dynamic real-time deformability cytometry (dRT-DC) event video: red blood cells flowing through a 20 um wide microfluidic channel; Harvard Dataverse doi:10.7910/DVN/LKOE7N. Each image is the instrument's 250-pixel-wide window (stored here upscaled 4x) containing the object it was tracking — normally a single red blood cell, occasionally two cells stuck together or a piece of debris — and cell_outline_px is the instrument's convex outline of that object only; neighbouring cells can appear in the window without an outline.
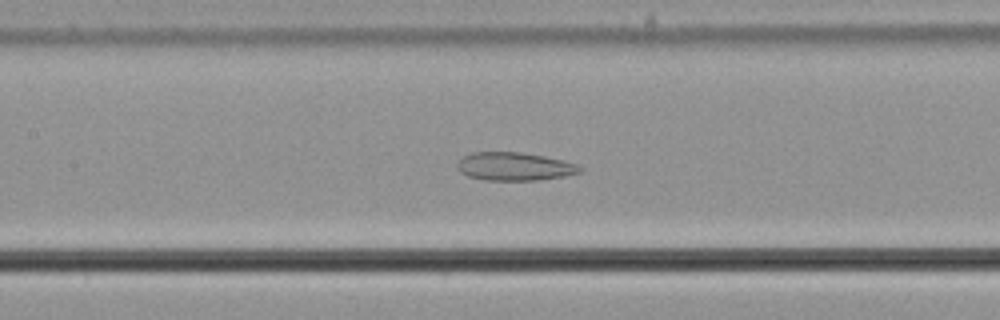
{"species": "common noctule bat (a hibernating species)", "species_latin": "Nyctalus noctula", "temperature_condition": "cold", "stored_images_in_passage": 57, "camera_frame_rate_fps": 3000, "um_per_image_px": 0.085, "animal": {"sex": "male", "body_mass_g": 21.5, "forearm_length_mm": 52.0}, "frame": {"image": 1, "passage_image": 27, "time_ms": 8.667, "image_size_px": [1000, 320], "cell_outline_px": [[584, 168], [580, 172], [564, 176], [536, 180], [484, 180], [468, 176], [460, 172], [456, 168], [456, 164], [464, 156], [472, 152], [520, 152], [544, 156], [564, 160], [576, 164]], "centroid_in_image_um": [43.72, 14.15], "position_along_channel_um": 163.7, "area_um2": 20.17}}
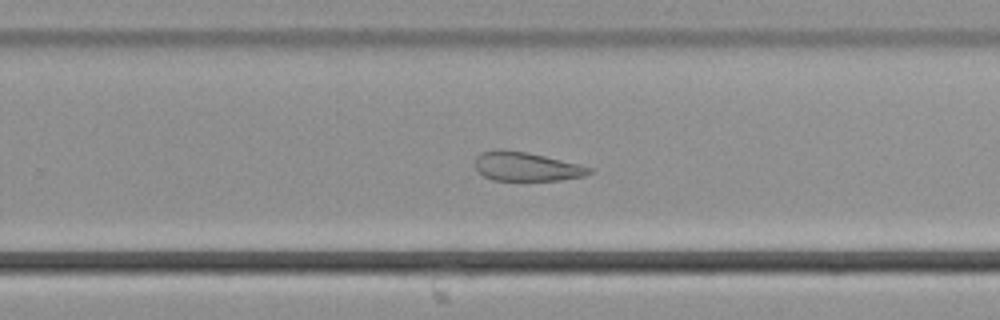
{"frame": {"image": 2, "passage_image": 37, "time_ms": 12.0, "image_size_px": [1000, 320], "cell_outline_px": [[592, 172], [584, 176], [560, 180], [492, 180], [484, 176], [476, 168], [476, 156], [484, 152], [500, 148], [524, 152], [544, 156], [592, 168]], "centroid_in_image_um": [44.72, 14.16], "position_along_channel_um": 285.1, "area_um2": 18.9}}
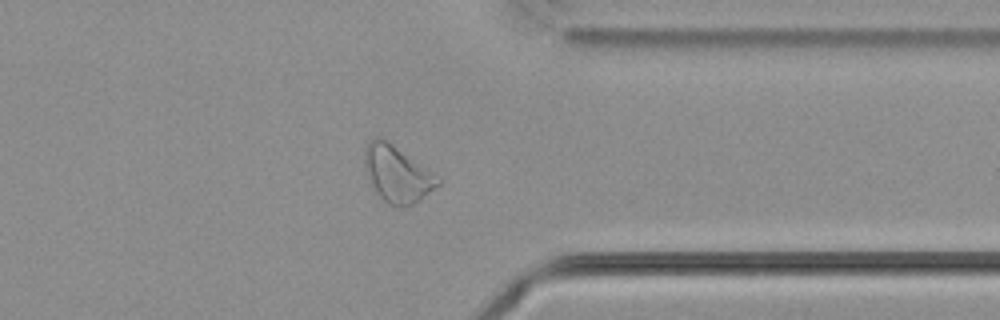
{"frame": {"image": 3, "passage_image": 45, "time_ms": 14.667, "image_size_px": [1000, 320], "cell_outline_px": [[444, 180], [440, 184], [420, 200], [404, 208], [392, 208], [376, 192], [368, 176], [364, 164], [364, 148], [376, 136], [380, 136], [440, 176]], "centroid_in_image_um": [33.79, 14.82], "position_along_channel_um": 377.6, "area_um2": 24.28}, "authors_computed_cell_mechanics": {"area_um2": 26.1834, "velocity_mm_per_s": 3.6519, "shape_relaxation_time_tau1_ms": null, "shape_relaxation_time_tau2_ms": 5.1905, "deformation_change_tau1": null, "deformation_change_tau2": 0.1325}}